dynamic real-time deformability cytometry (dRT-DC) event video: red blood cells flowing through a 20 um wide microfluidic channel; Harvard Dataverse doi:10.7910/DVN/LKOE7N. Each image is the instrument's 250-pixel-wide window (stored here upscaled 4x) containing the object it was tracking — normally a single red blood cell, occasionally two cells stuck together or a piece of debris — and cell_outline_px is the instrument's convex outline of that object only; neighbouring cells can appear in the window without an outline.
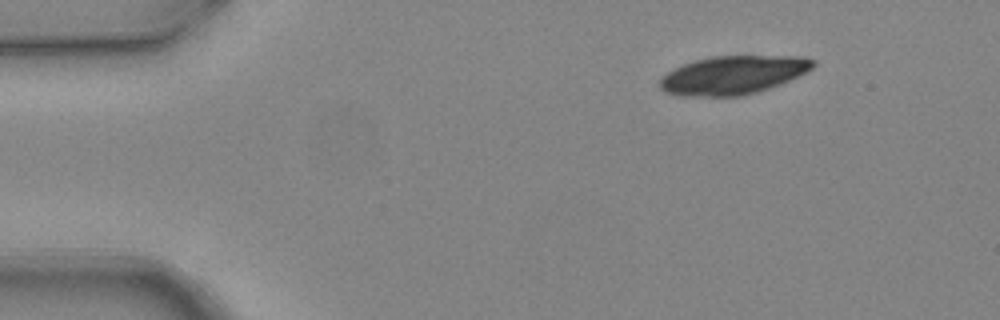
{"species": "common noctule bat (a hibernating species)", "species_latin": "Nyctalus noctula", "temperature_condition": "warm", "stored_images_in_passage": 4, "camera_frame_rate_fps": 3000, "um_per_image_px": 0.085, "animal": {"sex": "female", "body_mass_g": 24.6, "forearm_length_mm": 56.2}, "frame": {"image": 1, "passage_image": 1, "time_ms": 0.0, "image_size_px": [1000, 320], "cell_outline_px": [[816, 64], [812, 68], [788, 80], [768, 88], [756, 92], [740, 96], [680, 96], [664, 92], [660, 88], [660, 80], [672, 68], [696, 60], [712, 56], [804, 56], [816, 60]], "centroid_in_image_um": [62.29, 6.37], "position_along_channel_um": 22.7, "area_um2": 34.16}}